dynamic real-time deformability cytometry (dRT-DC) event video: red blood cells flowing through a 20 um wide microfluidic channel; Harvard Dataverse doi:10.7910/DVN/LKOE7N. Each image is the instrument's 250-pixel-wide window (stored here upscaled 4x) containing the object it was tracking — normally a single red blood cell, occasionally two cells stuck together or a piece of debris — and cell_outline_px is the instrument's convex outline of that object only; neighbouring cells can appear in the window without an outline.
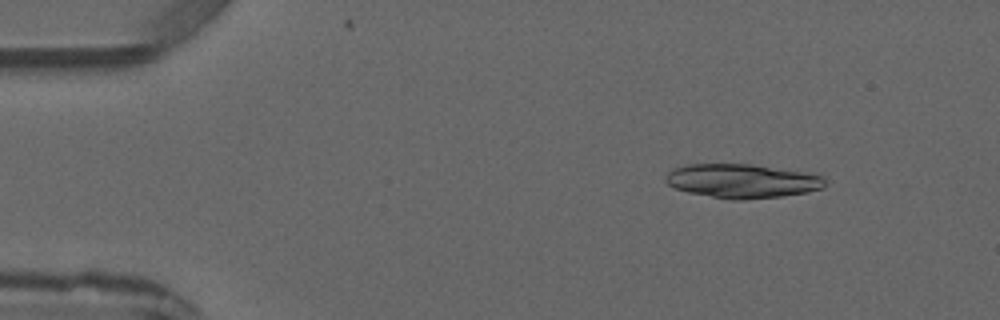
{"species": "common noctule bat (a hibernating species)", "species_latin": "Nyctalus noctula", "temperature_condition": "warm", "stored_images_in_passage": 4, "camera_frame_rate_fps": 3000, "um_per_image_px": 0.085, "animal": {"sex": "male", "forearm_length_mm": 52.5}, "frame": {"image": 1, "passage_image": 2, "time_ms": 1.0, "image_size_px": [1000, 320], "cell_outline_px": [[824, 188], [808, 192], [780, 196], [744, 200], [732, 200], [688, 192], [676, 188], [668, 184], [664, 180], [664, 176], [672, 168], [688, 164], [752, 164], [804, 172], [824, 176]], "centroid_in_image_um": [63.06, 15.38], "position_along_channel_um": 21.9, "area_um2": 31.62}}